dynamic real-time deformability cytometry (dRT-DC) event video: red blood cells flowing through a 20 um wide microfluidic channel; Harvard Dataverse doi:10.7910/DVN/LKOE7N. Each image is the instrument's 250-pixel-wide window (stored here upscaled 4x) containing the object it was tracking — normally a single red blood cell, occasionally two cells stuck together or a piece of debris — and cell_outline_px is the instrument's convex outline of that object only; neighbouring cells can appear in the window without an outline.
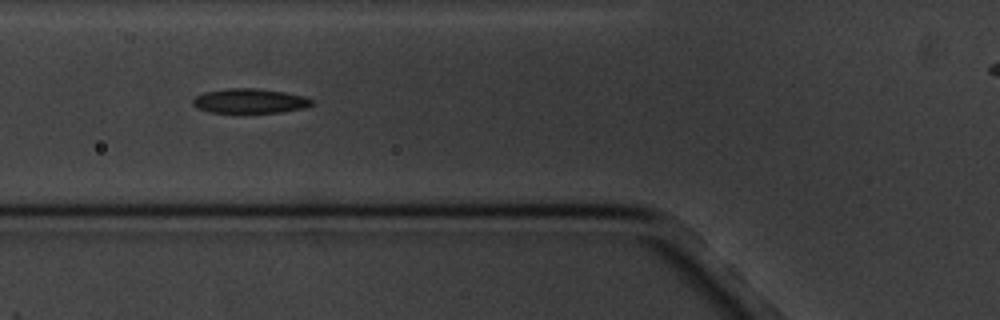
{"species": "common noctule bat (a hibernating species)", "species_latin": "Nyctalus noctula", "temperature_condition": "cold", "stored_images_in_passage": 7, "camera_frame_rate_fps": 3000, "um_per_image_px": 0.085, "animal": {"sex": "male", "body_mass_g": 20.1, "forearm_length_mm": 53.5}, "frame": {"image": 1, "passage_image": 6, "time_ms": 6.0, "image_size_px": [1000, 320], "cell_outline_px": [[312, 104], [300, 108], [280, 112], [208, 112], [196, 108], [192, 104], [192, 100], [196, 96], [204, 92], [228, 88], [256, 88], [284, 92], [308, 96], [312, 100]], "centroid_in_image_um": [21.19, 8.57], "position_along_channel_um": 104.6, "area_um2": 16.94}}
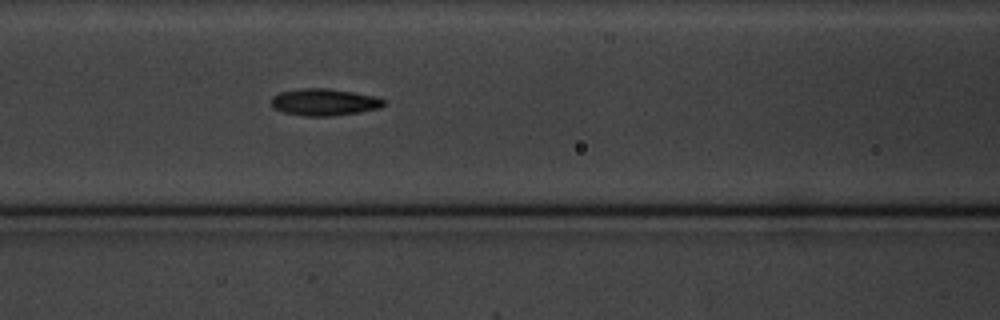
{"frame": {"image": 2, "passage_image": 7, "time_ms": 7.0, "image_size_px": [1000, 320], "cell_outline_px": [[384, 104], [380, 108], [360, 112], [332, 116], [300, 116], [284, 112], [272, 108], [272, 96], [280, 92], [304, 88], [328, 88], [376, 96], [384, 100]], "centroid_in_image_um": [27.55, 8.69], "position_along_channel_um": 139.1, "area_um2": 17.69}}